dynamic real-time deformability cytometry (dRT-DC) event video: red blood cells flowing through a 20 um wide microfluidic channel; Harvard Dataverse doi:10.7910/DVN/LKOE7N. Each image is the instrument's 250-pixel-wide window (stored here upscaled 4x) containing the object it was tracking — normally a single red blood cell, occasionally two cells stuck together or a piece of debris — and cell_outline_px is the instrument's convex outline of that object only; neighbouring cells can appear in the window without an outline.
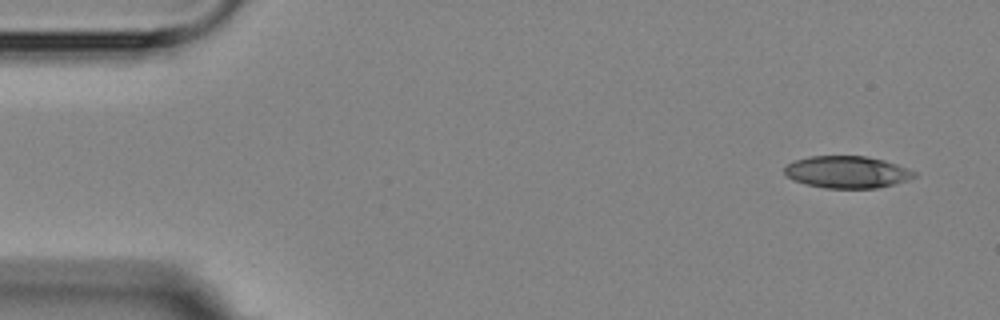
{"species": "Egyptian fruit bat (a non-hibernating species)", "species_latin": "Rousettus aegyptiacus", "temperature_condition": "room temperature", "stored_images_in_passage": 5, "camera_frame_rate_fps": 3000, "um_per_image_px": 0.085, "animal": {"sex": "female"}, "frame": {"image": 1, "passage_image": 1, "time_ms": 0.0, "image_size_px": [1000, 320], "cell_outline_px": [[916, 176], [908, 180], [896, 184], [876, 188], [824, 188], [804, 184], [792, 180], [784, 176], [784, 168], [788, 164], [796, 160], [808, 156], [864, 156], [884, 160], [896, 164], [916, 172]], "centroid_in_image_um": [71.97, 14.63], "position_along_channel_um": 13.0, "area_um2": 24.39}}
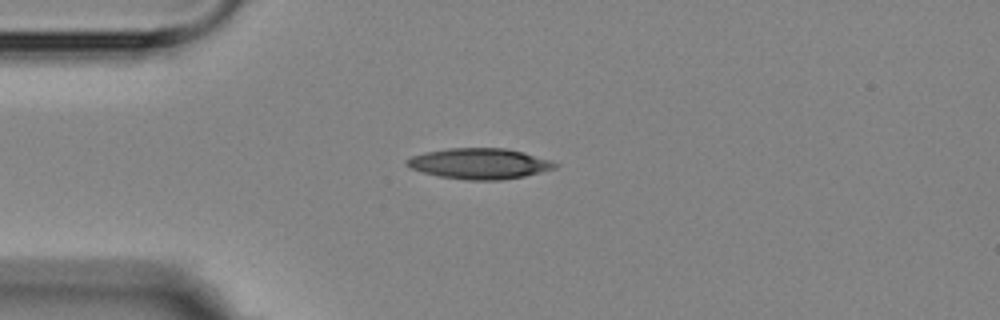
{"frame": {"image": 2, "passage_image": 4, "time_ms": 3.333, "image_size_px": [1000, 320], "cell_outline_px": [[560, 164], [556, 168], [524, 176], [500, 180], [468, 180], [440, 176], [424, 172], [412, 168], [404, 164], [404, 160], [412, 156], [424, 152], [448, 148], [504, 148], [524, 152], [552, 160]], "centroid_in_image_um": [40.77, 13.9], "position_along_channel_um": 44.2, "area_um2": 26.53}}
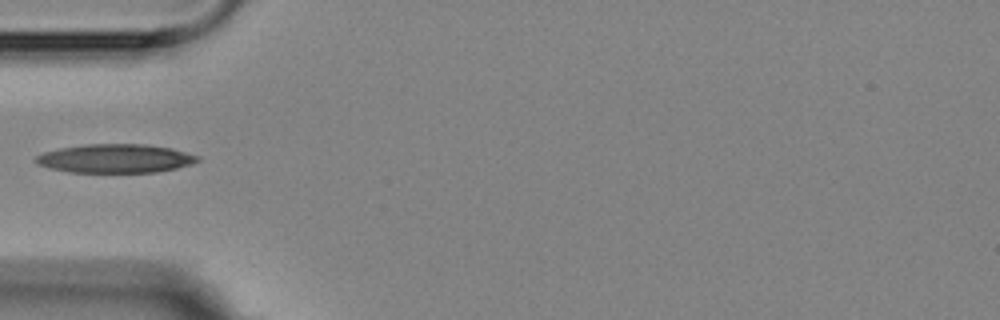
{"frame": {"image": 3, "passage_image": 5, "time_ms": 4.667, "image_size_px": [1000, 320], "cell_outline_px": [[200, 160], [192, 164], [176, 168], [156, 172], [68, 172], [48, 168], [36, 164], [32, 160], [36, 156], [44, 152], [60, 148], [84, 144], [144, 144], [172, 148], [200, 156]], "centroid_in_image_um": [9.78, 13.47], "position_along_channel_um": 75.2, "area_um2": 27.28}}